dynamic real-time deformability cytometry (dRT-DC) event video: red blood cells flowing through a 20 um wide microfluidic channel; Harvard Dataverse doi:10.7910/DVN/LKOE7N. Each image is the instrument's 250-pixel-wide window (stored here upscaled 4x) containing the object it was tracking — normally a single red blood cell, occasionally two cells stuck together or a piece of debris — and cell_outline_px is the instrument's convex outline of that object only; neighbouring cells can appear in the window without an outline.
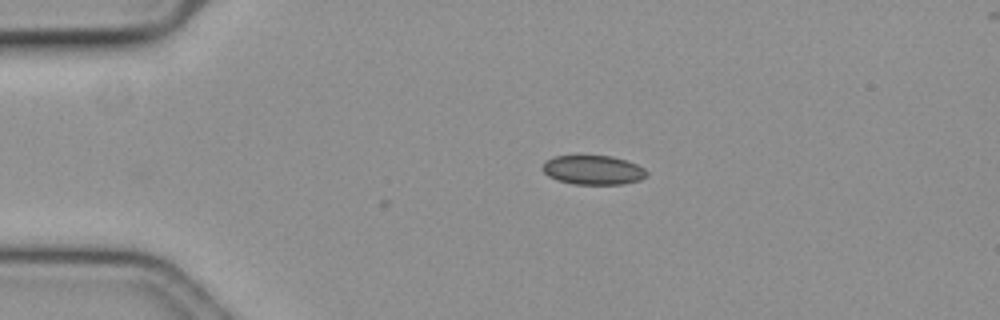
{"species": "common noctule bat (a hibernating species)", "species_latin": "Nyctalus noctula", "temperature_condition": "cold", "stored_images_in_passage": 34, "camera_frame_rate_fps": 3000, "um_per_image_px": 0.085, "animal": {"sex": "female", "body_mass_g": 19.3, "forearm_length_mm": 54.1}, "frame": {"image": 1, "passage_image": 1, "time_ms": 0.0, "image_size_px": [1000, 320], "cell_outline_px": [[648, 172], [640, 180], [620, 184], [572, 184], [556, 180], [548, 176], [544, 172], [544, 164], [548, 160], [556, 156], [612, 156], [636, 164], [644, 168]], "centroid_in_image_um": [50.42, 14.46], "position_along_channel_um": 34.6, "area_um2": 17.46}}
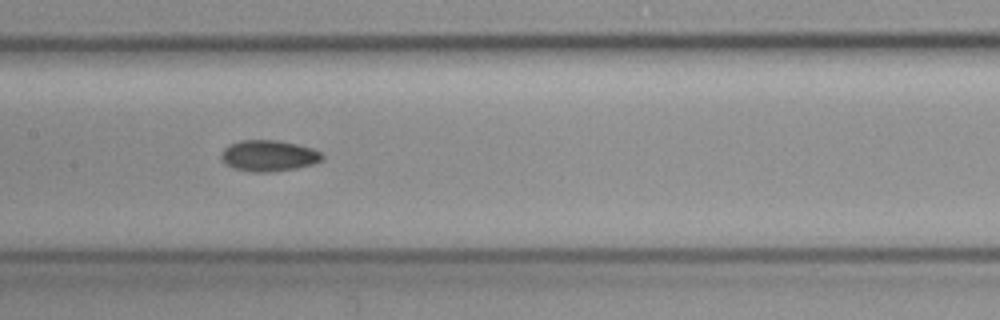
{"frame": {"image": 2, "passage_image": 17, "time_ms": 5.333, "image_size_px": [1000, 320], "cell_outline_px": [[324, 156], [320, 160], [312, 164], [296, 168], [268, 172], [252, 172], [236, 168], [224, 164], [220, 160], [220, 156], [224, 148], [240, 140], [280, 140], [312, 148], [320, 152]], "centroid_in_image_um": [22.81, 13.23], "position_along_channel_um": 184.6, "area_um2": 18.21}}
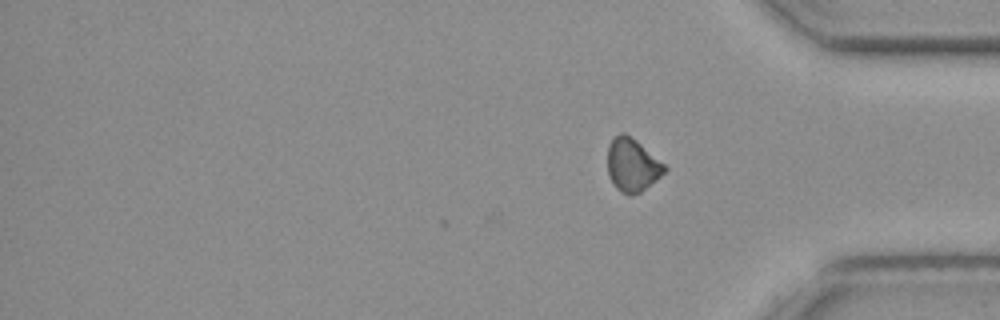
{"frame": {"image": 3, "passage_image": 34, "time_ms": 11.0, "image_size_px": [1000, 320], "cell_outline_px": [[668, 168], [660, 176], [640, 192], [632, 196], [628, 196], [620, 192], [612, 184], [608, 176], [608, 144], [620, 132], [624, 132], [636, 140], [664, 164]], "centroid_in_image_um": [53.71, 14.04], "position_along_channel_um": 381.5, "area_um2": 17.57}, "authors_computed_cell_mechanics": {"area_um2": 17.7446, "velocity_mm_per_s": 3.638, "shape_relaxation_time_tau1_ms": null, "shape_relaxation_time_tau2_ms": 8.5689, "deformation_change_tau1": null, "deformation_change_tau2": 0.1264}}